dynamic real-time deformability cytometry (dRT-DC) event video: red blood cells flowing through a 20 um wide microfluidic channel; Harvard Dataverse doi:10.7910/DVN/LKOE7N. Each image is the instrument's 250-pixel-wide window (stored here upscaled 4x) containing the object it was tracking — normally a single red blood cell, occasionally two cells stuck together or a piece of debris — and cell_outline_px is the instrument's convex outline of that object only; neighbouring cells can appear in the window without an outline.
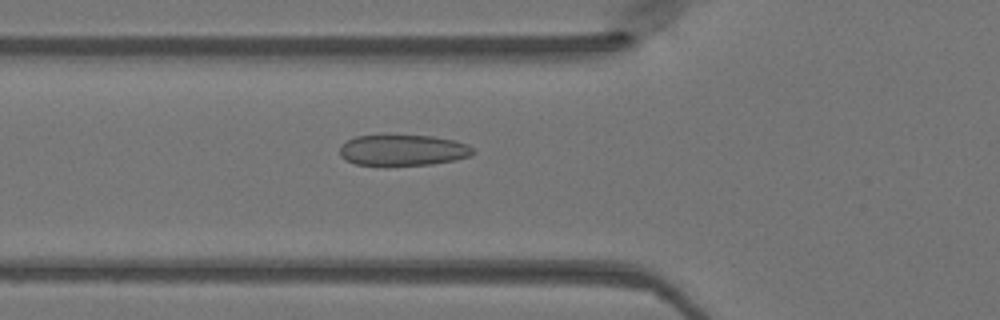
{"species": "Egyptian fruit bat (a non-hibernating species)", "species_latin": "Rousettus aegyptiacus", "temperature_condition": "warm", "stored_images_in_passage": 39, "camera_frame_rate_fps": 3000, "um_per_image_px": 0.085, "animal": {"sex": "female"}, "frame": {"image": 1, "passage_image": 8, "time_ms": 2.333, "image_size_px": [1000, 320], "cell_outline_px": [[476, 152], [468, 156], [452, 160], [432, 164], [384, 168], [356, 164], [340, 156], [340, 148], [348, 140], [356, 136], [432, 136], [456, 140], [468, 144]], "centroid_in_image_um": [34.24, 12.81], "position_along_channel_um": 91.6, "area_um2": 24.45}}
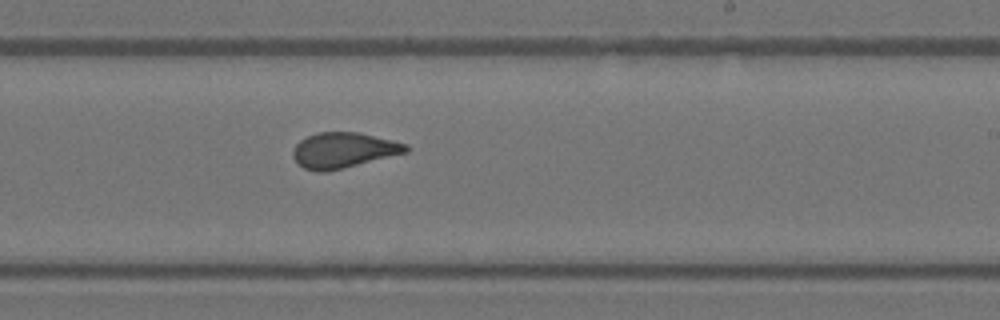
{"frame": {"image": 2, "passage_image": 20, "time_ms": 6.333, "image_size_px": [1000, 320], "cell_outline_px": [[408, 152], [344, 168], [324, 172], [316, 172], [304, 168], [292, 156], [292, 152], [296, 144], [300, 140], [316, 132], [360, 132], [408, 144]], "centroid_in_image_um": [29.2, 12.76], "position_along_channel_um": 259.8, "area_um2": 23.35}}
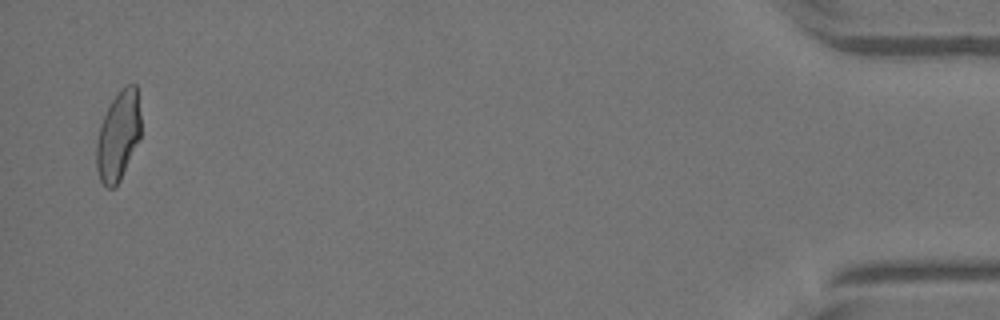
{"frame": {"image": 3, "passage_image": 38, "time_ms": 12.333, "image_size_px": [1000, 320], "cell_outline_px": [[140, 136], [120, 180], [112, 188], [108, 188], [100, 180], [96, 168], [96, 144], [100, 124], [112, 100], [120, 88], [128, 84], [136, 84], [140, 112]], "centroid_in_image_um": [10.04, 11.52], "position_along_channel_um": 425.2, "area_um2": 22.89}}